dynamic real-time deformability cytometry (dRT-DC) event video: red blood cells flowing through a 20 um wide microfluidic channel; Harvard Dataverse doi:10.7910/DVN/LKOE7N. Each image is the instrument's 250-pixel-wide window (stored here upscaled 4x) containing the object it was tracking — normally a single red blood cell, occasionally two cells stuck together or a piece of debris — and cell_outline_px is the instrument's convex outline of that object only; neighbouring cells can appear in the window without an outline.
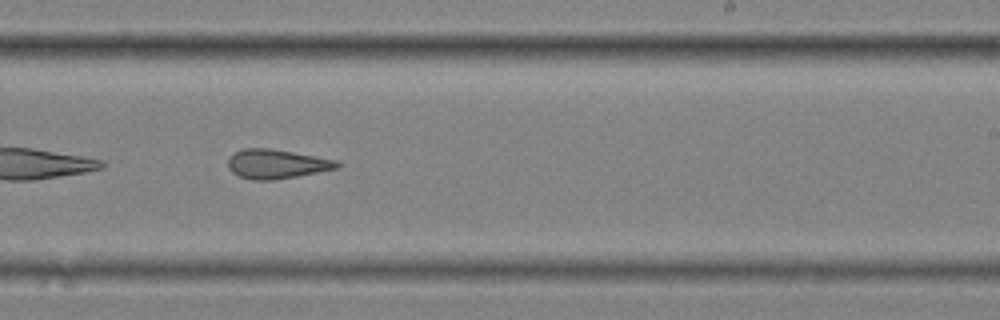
{"species": "common noctule bat (a hibernating species)", "species_latin": "Nyctalus noctula", "temperature_condition": "cold", "stored_images_in_passage": 41, "camera_frame_rate_fps": 3000, "um_per_image_px": 0.085, "animal": {"sex": "female", "body_mass_g": 25.1}, "frame": {"image": 1, "passage_image": 18, "time_ms": 5.667, "image_size_px": [1000, 320], "cell_outline_px": [[340, 164], [336, 168], [296, 176], [272, 180], [252, 180], [240, 176], [232, 172], [228, 168], [228, 160], [232, 152], [244, 148], [268, 148], [340, 160]], "centroid_in_image_um": [23.48, 13.93], "position_along_channel_um": 265.5, "area_um2": 18.5}, "authors_computed_cell_mechanics": {"area_um2": 19.5942, "velocity_mm_per_s": 3.4408, "shape_relaxation_time_tau1_ms": null, "shape_relaxation_time_tau2_ms": 2.602, "deformation_change_tau1": null, "deformation_change_tau2": 0.1168}}